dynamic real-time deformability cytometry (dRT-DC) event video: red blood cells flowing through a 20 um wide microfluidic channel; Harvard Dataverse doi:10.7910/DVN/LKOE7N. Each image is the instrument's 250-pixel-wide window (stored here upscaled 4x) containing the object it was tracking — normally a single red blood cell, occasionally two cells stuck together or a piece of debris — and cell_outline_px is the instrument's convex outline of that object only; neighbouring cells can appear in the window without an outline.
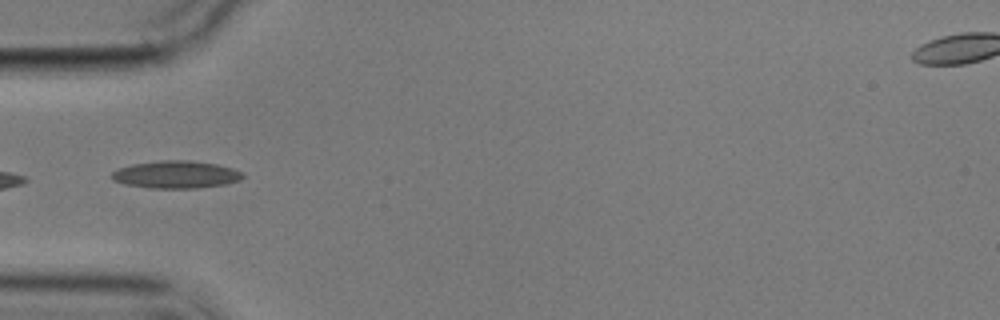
{"species": "common noctule bat (a hibernating species)", "species_latin": "Nyctalus noctula", "temperature_condition": "cold", "stored_images_in_passage": 3, "camera_frame_rate_fps": 3000, "um_per_image_px": 0.085, "animal": {"sex": "male", "body_mass_g": 17.9}, "frame": {"image": 1, "passage_image": 3, "time_ms": 2.333, "image_size_px": [1000, 320], "cell_outline_px": [[244, 176], [240, 180], [224, 184], [196, 188], [152, 188], [128, 184], [112, 180], [112, 172], [116, 168], [132, 164], [164, 160], [188, 160], [216, 164], [232, 168], [244, 172]], "centroid_in_image_um": [14.97, 14.83], "position_along_channel_um": 70.0, "area_um2": 20.87}}